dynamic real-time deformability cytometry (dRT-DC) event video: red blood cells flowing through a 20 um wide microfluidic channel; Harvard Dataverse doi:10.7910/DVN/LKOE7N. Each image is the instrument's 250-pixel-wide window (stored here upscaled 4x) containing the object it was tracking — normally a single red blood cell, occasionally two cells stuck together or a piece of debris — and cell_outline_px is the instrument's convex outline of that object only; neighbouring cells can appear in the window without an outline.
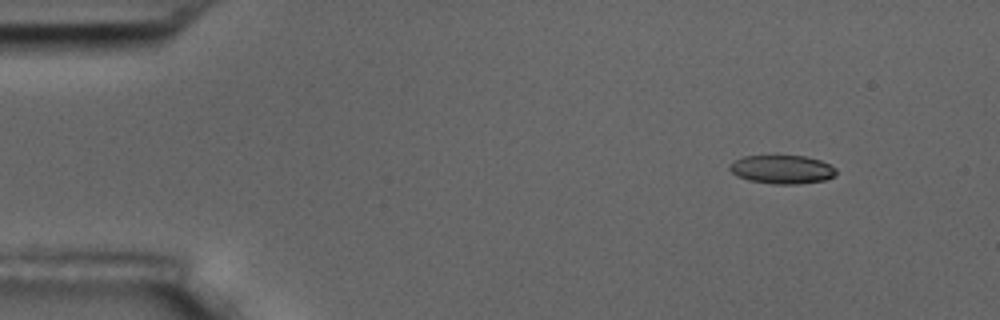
{"species": "common noctule bat (a hibernating species)", "species_latin": "Nyctalus noctula", "temperature_condition": "room temperature", "stored_images_in_passage": 6, "segment_of_instrument_passage": [1, 2], "camera_frame_rate_fps": 3000, "um_per_image_px": 0.085, "animal": {"sex": "male", "body_mass_g": 17.5, "forearm_length_mm": 52.3}, "frame": {"image": 1, "passage_image": 2, "time_ms": 1.333, "image_size_px": [1000, 320], "cell_outline_px": [[836, 176], [824, 180], [796, 184], [772, 184], [748, 180], [736, 176], [728, 168], [728, 164], [744, 156], [776, 152], [804, 156], [820, 160], [836, 168]], "centroid_in_image_um": [66.43, 14.35], "position_along_channel_um": 18.6, "area_um2": 18.61}}